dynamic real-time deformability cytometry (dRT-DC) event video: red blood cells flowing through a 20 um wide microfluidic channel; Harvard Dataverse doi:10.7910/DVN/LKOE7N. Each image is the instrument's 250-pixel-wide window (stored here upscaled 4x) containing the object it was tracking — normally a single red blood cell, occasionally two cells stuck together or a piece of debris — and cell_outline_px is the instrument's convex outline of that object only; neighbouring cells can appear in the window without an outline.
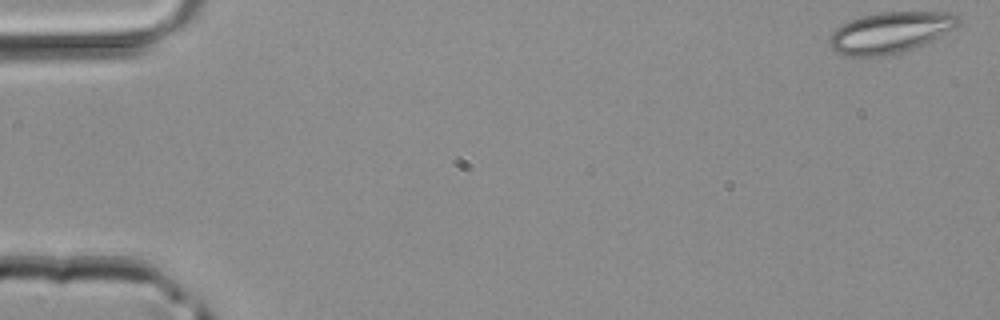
{"species": "common noctule bat (a hibernating species)", "species_latin": "Nyctalus noctula", "temperature_condition": "room temperature", "stored_images_in_passage": 8, "camera_frame_rate_fps": 3000, "um_per_image_px": 0.085, "animal": {"sex": "male", "body_mass_g": 20.4}, "frame": {"image": 1, "passage_image": 1, "time_ms": 0.0, "image_size_px": [1000, 320], "cell_outline_px": [[960, 24], [956, 28], [924, 44], [900, 52], [884, 56], [848, 56], [836, 52], [828, 44], [828, 40], [832, 32], [840, 24], [860, 16], [876, 12], [948, 12], [960, 16]], "centroid_in_image_um": [75.66, 2.75], "position_along_channel_um": 9.3, "area_um2": 31.04}}